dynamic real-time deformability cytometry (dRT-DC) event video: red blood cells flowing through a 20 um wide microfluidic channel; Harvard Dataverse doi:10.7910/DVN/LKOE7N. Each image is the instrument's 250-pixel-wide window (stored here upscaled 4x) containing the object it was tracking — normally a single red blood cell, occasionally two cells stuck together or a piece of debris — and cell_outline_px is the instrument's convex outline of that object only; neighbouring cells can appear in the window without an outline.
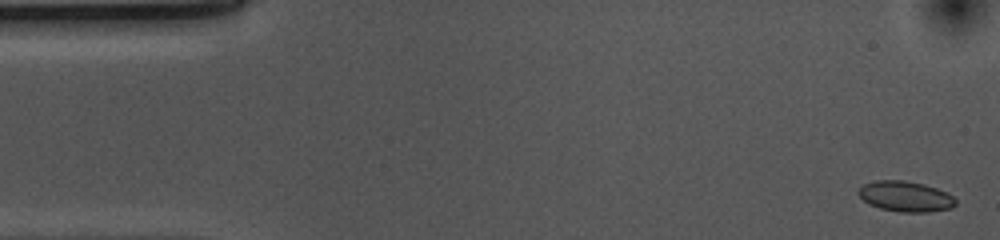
{"species": "common noctule bat (a hibernating species)", "species_latin": "Nyctalus noctula", "temperature_condition": "cold", "stored_images_in_passage": 53, "camera_frame_rate_fps": 3000, "um_per_image_px": 0.085, "animal": {"sex": "female", "body_mass_g": 10.0, "forearm_length_mm": 53.1}, "frame": {"image": 1, "passage_image": 2, "time_ms": 0.333, "image_size_px": [1000, 240], "cell_outline_px": [[956, 204], [952, 208], [928, 212], [900, 212], [880, 208], [868, 204], [856, 192], [864, 184], [876, 180], [904, 180], [924, 184], [948, 192], [956, 200]], "centroid_in_image_um": [76.98, 16.69], "position_along_channel_um": 8.0, "area_um2": 17.34}}
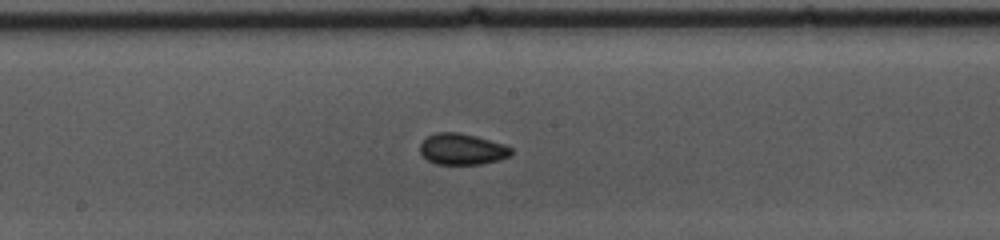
{"frame": {"image": 2, "passage_image": 27, "time_ms": 8.667, "image_size_px": [1000, 240], "cell_outline_px": [[512, 156], [500, 160], [480, 164], [436, 164], [428, 160], [420, 152], [420, 144], [428, 136], [436, 132], [456, 132], [476, 136], [504, 144], [512, 148]], "centroid_in_image_um": [39.31, 12.68], "position_along_channel_um": 208.9, "area_um2": 16.59}}
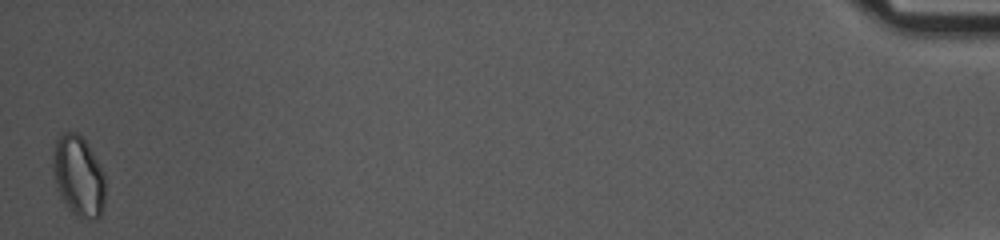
{"frame": {"image": 3, "passage_image": 53, "time_ms": 17.333, "image_size_px": [1000, 240], "cell_outline_px": [[104, 204], [100, 216], [96, 220], [76, 216], [68, 208], [60, 192], [52, 168], [52, 156], [56, 140], [64, 132], [76, 132], [84, 140], [92, 152], [104, 172]], "centroid_in_image_um": [6.68, 14.97], "position_along_channel_um": 428.5, "area_um2": 24.16}, "authors_computed_cell_mechanics": {"area_um2": 16.5308, "velocity_mm_per_s": 3.6949, "shape_relaxation_time_tau1_ms": 6.1476, "shape_relaxation_time_tau2_ms": 2.2156, "deformation_change_tau1": 0.0713, "deformation_change_tau2": 0.0584}}